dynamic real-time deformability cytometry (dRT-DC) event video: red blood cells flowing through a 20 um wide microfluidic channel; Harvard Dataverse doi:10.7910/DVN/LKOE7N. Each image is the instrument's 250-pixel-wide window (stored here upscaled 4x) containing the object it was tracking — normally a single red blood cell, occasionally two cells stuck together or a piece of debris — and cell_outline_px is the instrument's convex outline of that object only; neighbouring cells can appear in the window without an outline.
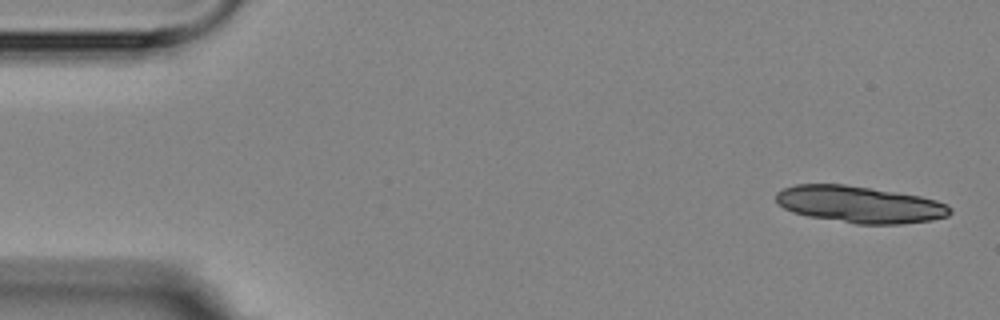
{"species": "Egyptian fruit bat (a non-hibernating species)", "species_latin": "Rousettus aegyptiacus", "temperature_condition": "room temperature", "stored_images_in_passage": 4, "camera_frame_rate_fps": 3000, "um_per_image_px": 0.085, "animal": {"sex": "female"}, "frame": {"image": 1, "passage_image": 1, "time_ms": 0.0, "image_size_px": [1000, 320], "cell_outline_px": [[952, 212], [948, 216], [932, 220], [900, 224], [856, 224], [808, 216], [792, 212], [784, 208], [776, 200], [776, 192], [784, 188], [796, 184], [844, 184], [920, 196], [936, 200], [948, 204], [952, 208]], "centroid_in_image_um": [73.09, 17.38], "position_along_channel_um": 11.9, "area_um2": 37.28}}